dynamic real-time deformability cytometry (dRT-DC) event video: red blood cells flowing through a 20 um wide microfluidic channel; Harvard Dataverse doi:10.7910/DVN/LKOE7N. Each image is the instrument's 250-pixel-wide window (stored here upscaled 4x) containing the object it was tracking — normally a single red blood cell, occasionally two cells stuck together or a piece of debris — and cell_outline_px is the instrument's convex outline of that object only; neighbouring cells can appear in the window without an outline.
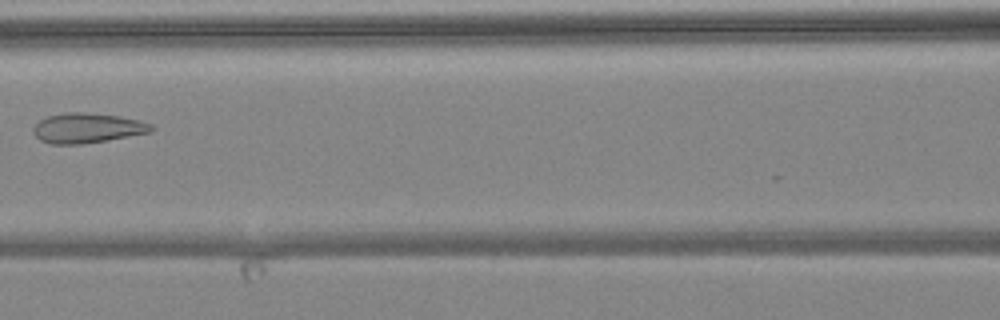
{"species": "common noctule bat (a hibernating species)", "species_latin": "Nyctalus noctula", "temperature_condition": "warm", "stored_images_in_passage": 7, "camera_frame_rate_fps": 3000, "um_per_image_px": 0.085, "animal": {"sex": "female", "body_mass_g": 24.6, "forearm_length_mm": 56.2}, "frame": {"image": 1, "passage_image": 6, "time_ms": 6.0, "image_size_px": [1000, 320], "cell_outline_px": [[156, 128], [152, 132], [108, 140], [84, 144], [52, 144], [40, 140], [36, 136], [32, 128], [40, 120], [48, 116], [64, 112], [84, 112], [120, 116], [140, 120], [152, 124]], "centroid_in_image_um": [7.46, 10.88], "position_along_channel_um": 159.1, "area_um2": 20.75}}